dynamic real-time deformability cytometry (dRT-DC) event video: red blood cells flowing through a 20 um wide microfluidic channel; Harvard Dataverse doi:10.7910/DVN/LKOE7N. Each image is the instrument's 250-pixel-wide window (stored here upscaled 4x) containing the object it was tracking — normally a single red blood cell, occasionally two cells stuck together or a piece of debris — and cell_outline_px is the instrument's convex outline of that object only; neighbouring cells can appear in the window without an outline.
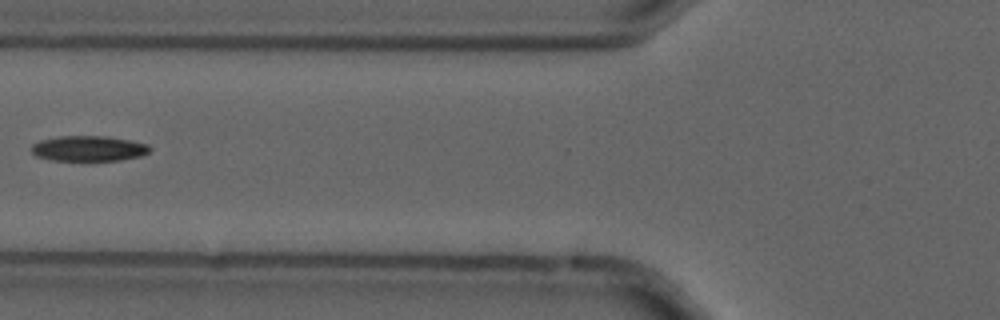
{"species": "common noctule bat (a hibernating species)", "species_latin": "Nyctalus noctula", "temperature_condition": "cold", "stored_images_in_passage": 6, "camera_frame_rate_fps": 3000, "um_per_image_px": 0.085, "animal": {"sex": "male", "forearm_length_mm": 52.5}, "frame": {"image": 1, "passage_image": 5, "time_ms": 1.333, "image_size_px": [1000, 320], "cell_outline_px": [[152, 148], [148, 152], [140, 156], [120, 160], [52, 160], [36, 156], [32, 152], [32, 144], [40, 140], [60, 136], [104, 136], [128, 140], [148, 144]], "centroid_in_image_um": [7.53, 12.62], "position_along_channel_um": 118.3, "area_um2": 17.34}}
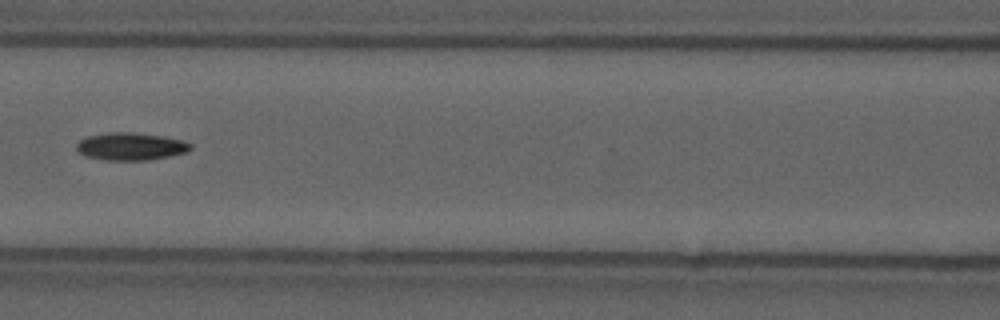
{"frame": {"image": 2, "passage_image": 6, "time_ms": 1.667, "image_size_px": [1000, 320], "cell_outline_px": [[192, 148], [188, 152], [148, 160], [104, 160], [84, 156], [76, 148], [76, 144], [80, 140], [88, 136], [112, 132], [132, 132], [164, 136], [184, 140], [192, 144]], "centroid_in_image_um": [11.14, 12.44], "position_along_channel_um": 155.5, "area_um2": 18.38}}